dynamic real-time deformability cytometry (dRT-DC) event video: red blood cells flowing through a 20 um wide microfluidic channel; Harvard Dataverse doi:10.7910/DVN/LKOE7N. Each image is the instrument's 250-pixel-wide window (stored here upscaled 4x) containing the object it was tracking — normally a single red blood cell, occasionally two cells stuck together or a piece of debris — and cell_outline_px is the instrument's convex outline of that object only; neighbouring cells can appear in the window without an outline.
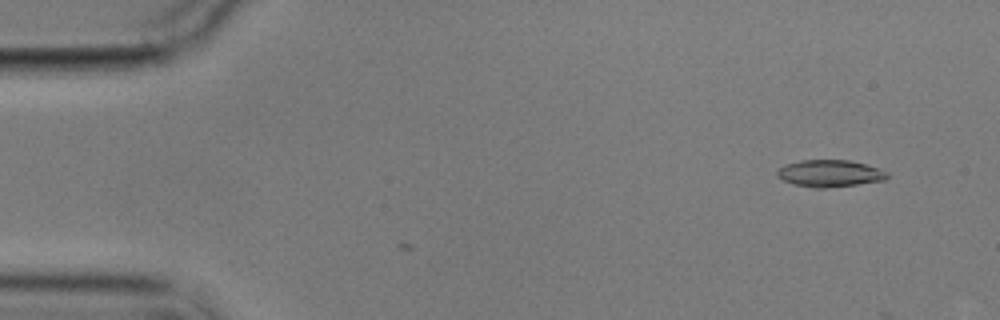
{"species": "common noctule bat (a hibernating species)", "species_latin": "Nyctalus noctula", "temperature_condition": "cold", "stored_images_in_passage": 2, "camera_frame_rate_fps": 3000, "um_per_image_px": 0.085, "animal": {"sex": "male", "body_mass_g": 17.9}, "frame": {"image": 1, "passage_image": 2, "time_ms": 1.0, "image_size_px": [1000, 320], "cell_outline_px": [[888, 176], [884, 180], [856, 184], [824, 188], [812, 188], [796, 184], [784, 180], [776, 176], [776, 172], [784, 164], [800, 160], [848, 160], [880, 168], [888, 172]], "centroid_in_image_um": [70.52, 14.73], "position_along_channel_um": 14.5, "area_um2": 17.17}}